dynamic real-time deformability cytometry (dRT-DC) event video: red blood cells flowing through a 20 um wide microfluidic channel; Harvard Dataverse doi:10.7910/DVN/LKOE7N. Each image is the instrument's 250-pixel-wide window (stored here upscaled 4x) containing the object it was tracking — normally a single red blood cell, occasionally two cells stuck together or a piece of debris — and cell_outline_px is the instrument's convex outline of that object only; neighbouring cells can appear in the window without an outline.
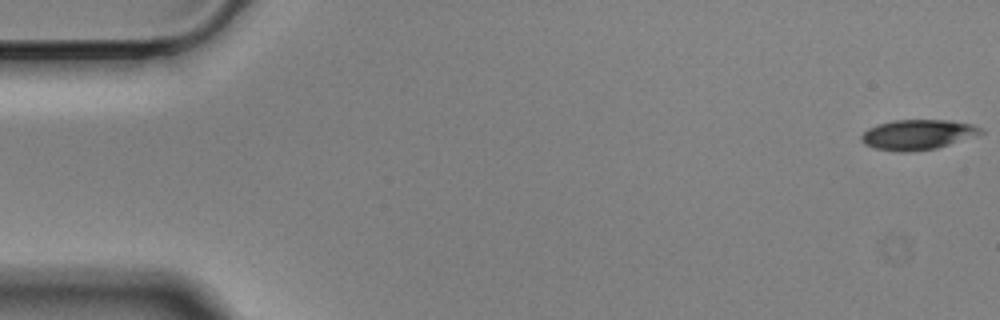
{"species": "Egyptian fruit bat (a non-hibernating species)", "species_latin": "Rousettus aegyptiacus", "temperature_condition": "cold", "stored_images_in_passage": 55, "camera_frame_rate_fps": 3000, "um_per_image_px": 0.085, "animal": {"sex": "male"}, "frame": {"image": 1, "passage_image": 1, "time_ms": 0.0, "image_size_px": [1000, 320], "cell_outline_px": [[984, 132], [936, 148], [908, 152], [900, 152], [876, 148], [864, 144], [860, 140], [860, 136], [868, 128], [876, 124], [892, 120], [948, 120], [972, 124], [980, 128]], "centroid_in_image_um": [77.93, 11.43], "position_along_channel_um": 7.1, "area_um2": 20.69}}
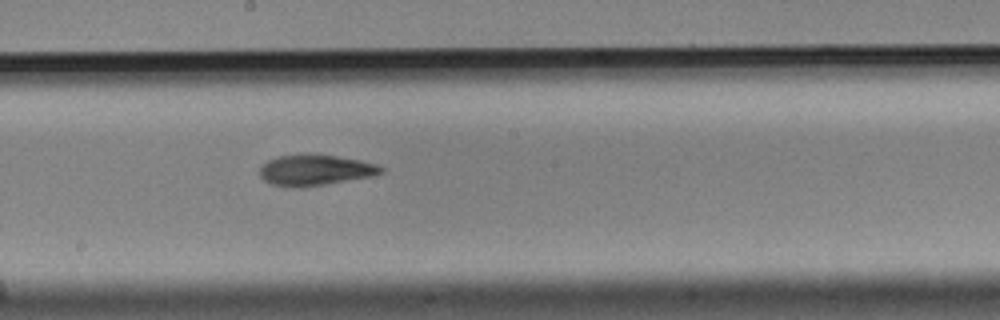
{"frame": {"image": 2, "passage_image": 31, "time_ms": 10.0, "image_size_px": [1000, 320], "cell_outline_px": [[384, 172], [372, 176], [300, 188], [292, 188], [272, 184], [264, 180], [260, 176], [260, 168], [268, 160], [280, 156], [304, 152], [336, 156], [360, 160], [376, 164], [384, 168]], "centroid_in_image_um": [26.77, 14.44], "position_along_channel_um": 221.4, "area_um2": 21.96}}
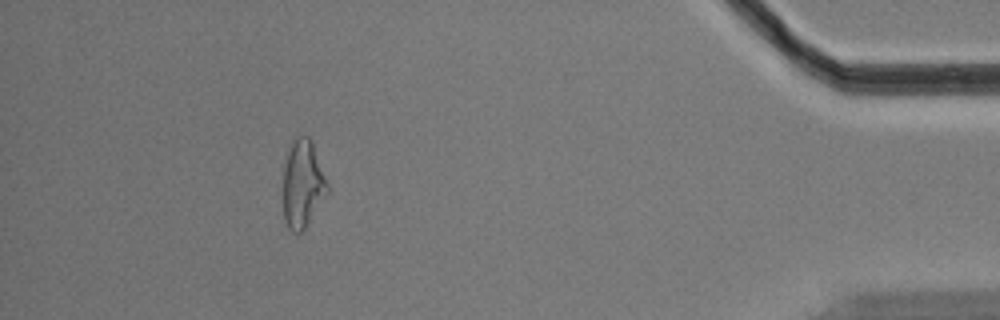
{"frame": {"image": 3, "passage_image": 52, "time_ms": 17.0, "image_size_px": [1000, 320], "cell_outline_px": [[328, 192], [304, 228], [300, 232], [292, 232], [288, 228], [284, 220], [284, 168], [288, 148], [292, 140], [296, 136], [308, 136], [312, 140], [328, 184]], "centroid_in_image_um": [25.72, 15.59], "position_along_channel_um": 409.5, "area_um2": 22.37}}